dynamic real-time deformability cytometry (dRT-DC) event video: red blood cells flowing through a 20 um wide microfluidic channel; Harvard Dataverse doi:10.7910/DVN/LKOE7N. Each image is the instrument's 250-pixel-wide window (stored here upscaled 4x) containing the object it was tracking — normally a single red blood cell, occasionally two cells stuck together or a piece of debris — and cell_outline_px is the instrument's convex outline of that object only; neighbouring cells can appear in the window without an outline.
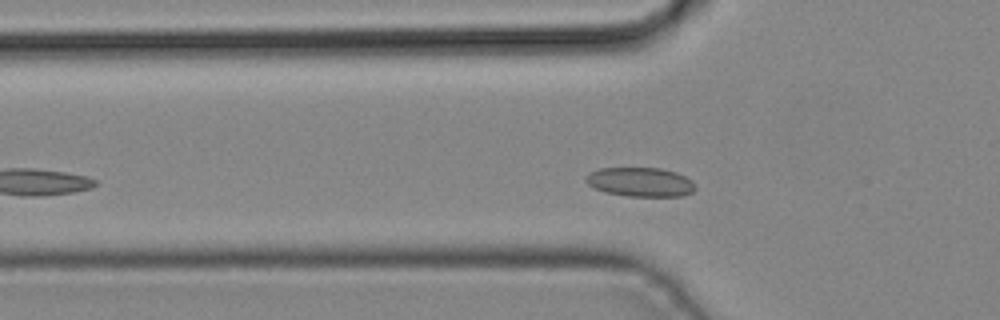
{"species": "common noctule bat (a hibernating species)", "species_latin": "Nyctalus noctula", "temperature_condition": "cold", "stored_images_in_passage": 38, "camera_frame_rate_fps": 3000, "um_per_image_px": 0.085, "animal": {"sex": "male", "body_mass_g": 19.2, "forearm_length_mm": 51.8}, "frame": {"image": 1, "passage_image": 7, "time_ms": 2.0, "image_size_px": [1000, 320], "cell_outline_px": [[696, 188], [692, 192], [684, 196], [628, 196], [604, 192], [588, 184], [584, 180], [592, 172], [600, 168], [660, 168], [676, 172], [692, 180], [696, 184]], "centroid_in_image_um": [54.48, 15.48], "position_along_channel_um": 71.3, "area_um2": 18.55}}
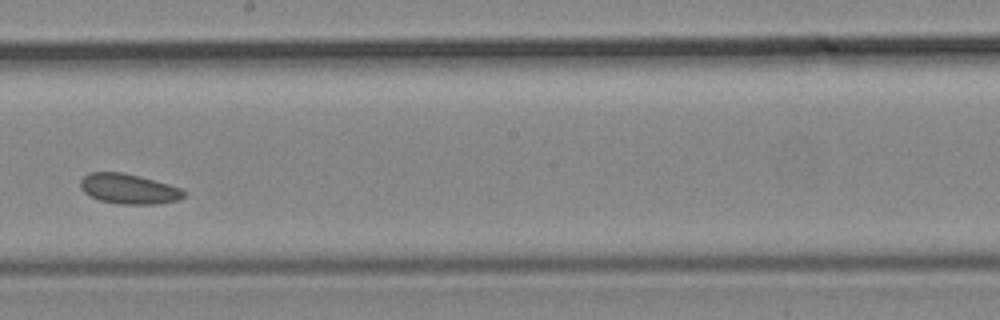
{"frame": {"image": 2, "passage_image": 18, "time_ms": 5.667, "image_size_px": [1000, 320], "cell_outline_px": [[184, 196], [180, 200], [156, 204], [120, 204], [100, 200], [84, 192], [80, 188], [80, 180], [88, 172], [124, 172], [140, 176], [168, 184], [180, 188], [184, 192]], "centroid_in_image_um": [10.93, 16.05], "position_along_channel_um": 237.3, "area_um2": 18.09}}
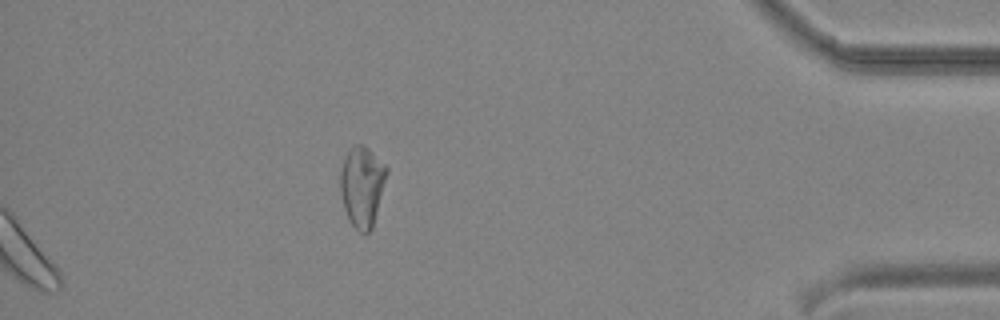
{"frame": {"image": 3, "passage_image": 38, "time_ms": 12.333, "image_size_px": [1000, 320], "cell_outline_px": [[388, 172], [372, 228], [368, 232], [360, 232], [348, 220], [344, 208], [340, 192], [340, 172], [344, 160], [348, 152], [356, 144], [364, 144], [388, 168]], "centroid_in_image_um": [30.77, 15.83], "position_along_channel_um": 404.4, "area_um2": 21.5}}